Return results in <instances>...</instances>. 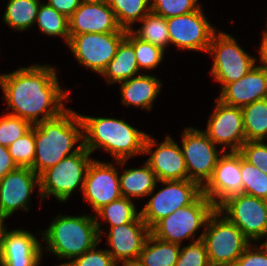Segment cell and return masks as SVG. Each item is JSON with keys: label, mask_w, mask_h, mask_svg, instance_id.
<instances>
[{"label": "cell", "mask_w": 267, "mask_h": 266, "mask_svg": "<svg viewBox=\"0 0 267 266\" xmlns=\"http://www.w3.org/2000/svg\"><path fill=\"white\" fill-rule=\"evenodd\" d=\"M158 179L155 173L145 161L143 166L139 168L123 169V173L119 174L120 191L122 197L128 199L145 198L158 185Z\"/></svg>", "instance_id": "25"}, {"label": "cell", "mask_w": 267, "mask_h": 266, "mask_svg": "<svg viewBox=\"0 0 267 266\" xmlns=\"http://www.w3.org/2000/svg\"><path fill=\"white\" fill-rule=\"evenodd\" d=\"M46 3L69 18L80 6L81 0H48Z\"/></svg>", "instance_id": "42"}, {"label": "cell", "mask_w": 267, "mask_h": 266, "mask_svg": "<svg viewBox=\"0 0 267 266\" xmlns=\"http://www.w3.org/2000/svg\"><path fill=\"white\" fill-rule=\"evenodd\" d=\"M127 31L83 33L70 37L67 44L78 64L101 75L116 55L118 45Z\"/></svg>", "instance_id": "10"}, {"label": "cell", "mask_w": 267, "mask_h": 266, "mask_svg": "<svg viewBox=\"0 0 267 266\" xmlns=\"http://www.w3.org/2000/svg\"><path fill=\"white\" fill-rule=\"evenodd\" d=\"M243 194L267 200V174L241 156Z\"/></svg>", "instance_id": "34"}, {"label": "cell", "mask_w": 267, "mask_h": 266, "mask_svg": "<svg viewBox=\"0 0 267 266\" xmlns=\"http://www.w3.org/2000/svg\"><path fill=\"white\" fill-rule=\"evenodd\" d=\"M206 128L203 131L216 146L221 145L223 152L239 151L246 142L242 108L227 105L218 98Z\"/></svg>", "instance_id": "14"}, {"label": "cell", "mask_w": 267, "mask_h": 266, "mask_svg": "<svg viewBox=\"0 0 267 266\" xmlns=\"http://www.w3.org/2000/svg\"><path fill=\"white\" fill-rule=\"evenodd\" d=\"M109 233H99L107 236L106 244L113 260L121 265L137 262L143 245L150 234V229L139 215L133 222L116 227H108Z\"/></svg>", "instance_id": "19"}, {"label": "cell", "mask_w": 267, "mask_h": 266, "mask_svg": "<svg viewBox=\"0 0 267 266\" xmlns=\"http://www.w3.org/2000/svg\"><path fill=\"white\" fill-rule=\"evenodd\" d=\"M201 6L198 0H150L151 12L164 18L184 15Z\"/></svg>", "instance_id": "36"}, {"label": "cell", "mask_w": 267, "mask_h": 266, "mask_svg": "<svg viewBox=\"0 0 267 266\" xmlns=\"http://www.w3.org/2000/svg\"><path fill=\"white\" fill-rule=\"evenodd\" d=\"M123 29L114 11L106 2H81L69 17V36L83 33H110Z\"/></svg>", "instance_id": "21"}, {"label": "cell", "mask_w": 267, "mask_h": 266, "mask_svg": "<svg viewBox=\"0 0 267 266\" xmlns=\"http://www.w3.org/2000/svg\"><path fill=\"white\" fill-rule=\"evenodd\" d=\"M43 248L37 236L29 230H6L2 240L0 266H40Z\"/></svg>", "instance_id": "20"}, {"label": "cell", "mask_w": 267, "mask_h": 266, "mask_svg": "<svg viewBox=\"0 0 267 266\" xmlns=\"http://www.w3.org/2000/svg\"><path fill=\"white\" fill-rule=\"evenodd\" d=\"M154 146L156 148L155 150L153 149ZM143 154H149L146 162L155 173L158 181L188 179V172L181 146L170 135H167L165 140L158 144L148 134L145 139Z\"/></svg>", "instance_id": "17"}, {"label": "cell", "mask_w": 267, "mask_h": 266, "mask_svg": "<svg viewBox=\"0 0 267 266\" xmlns=\"http://www.w3.org/2000/svg\"><path fill=\"white\" fill-rule=\"evenodd\" d=\"M45 252L58 259L69 260L81 256L101 241L94 215L68 216L59 214L42 233Z\"/></svg>", "instance_id": "4"}, {"label": "cell", "mask_w": 267, "mask_h": 266, "mask_svg": "<svg viewBox=\"0 0 267 266\" xmlns=\"http://www.w3.org/2000/svg\"><path fill=\"white\" fill-rule=\"evenodd\" d=\"M9 153L18 167H32L35 157L34 125L22 137L8 146Z\"/></svg>", "instance_id": "35"}, {"label": "cell", "mask_w": 267, "mask_h": 266, "mask_svg": "<svg viewBox=\"0 0 267 266\" xmlns=\"http://www.w3.org/2000/svg\"><path fill=\"white\" fill-rule=\"evenodd\" d=\"M181 134V150L188 179L203 187L212 177L217 160L223 151L217 148L202 129L187 127Z\"/></svg>", "instance_id": "11"}, {"label": "cell", "mask_w": 267, "mask_h": 266, "mask_svg": "<svg viewBox=\"0 0 267 266\" xmlns=\"http://www.w3.org/2000/svg\"><path fill=\"white\" fill-rule=\"evenodd\" d=\"M208 54L213 58L210 76L220 83L221 90L246 75L257 62L232 35L222 31L214 34Z\"/></svg>", "instance_id": "8"}, {"label": "cell", "mask_w": 267, "mask_h": 266, "mask_svg": "<svg viewBox=\"0 0 267 266\" xmlns=\"http://www.w3.org/2000/svg\"><path fill=\"white\" fill-rule=\"evenodd\" d=\"M176 266H211L204 242L198 240L180 248Z\"/></svg>", "instance_id": "38"}, {"label": "cell", "mask_w": 267, "mask_h": 266, "mask_svg": "<svg viewBox=\"0 0 267 266\" xmlns=\"http://www.w3.org/2000/svg\"><path fill=\"white\" fill-rule=\"evenodd\" d=\"M170 44L180 50H209L210 42L217 32L215 26L206 18L202 6L190 13L166 18Z\"/></svg>", "instance_id": "13"}, {"label": "cell", "mask_w": 267, "mask_h": 266, "mask_svg": "<svg viewBox=\"0 0 267 266\" xmlns=\"http://www.w3.org/2000/svg\"><path fill=\"white\" fill-rule=\"evenodd\" d=\"M246 141L267 139V98L242 107Z\"/></svg>", "instance_id": "29"}, {"label": "cell", "mask_w": 267, "mask_h": 266, "mask_svg": "<svg viewBox=\"0 0 267 266\" xmlns=\"http://www.w3.org/2000/svg\"><path fill=\"white\" fill-rule=\"evenodd\" d=\"M202 193L216 208L229 197L243 193L241 154L238 151L222 152L212 177L202 187Z\"/></svg>", "instance_id": "16"}, {"label": "cell", "mask_w": 267, "mask_h": 266, "mask_svg": "<svg viewBox=\"0 0 267 266\" xmlns=\"http://www.w3.org/2000/svg\"><path fill=\"white\" fill-rule=\"evenodd\" d=\"M123 266H140V265L134 262V263H126Z\"/></svg>", "instance_id": "48"}, {"label": "cell", "mask_w": 267, "mask_h": 266, "mask_svg": "<svg viewBox=\"0 0 267 266\" xmlns=\"http://www.w3.org/2000/svg\"><path fill=\"white\" fill-rule=\"evenodd\" d=\"M34 133L35 157L31 169L37 175L83 147L82 120L71 108L58 117L34 124Z\"/></svg>", "instance_id": "2"}, {"label": "cell", "mask_w": 267, "mask_h": 266, "mask_svg": "<svg viewBox=\"0 0 267 266\" xmlns=\"http://www.w3.org/2000/svg\"><path fill=\"white\" fill-rule=\"evenodd\" d=\"M7 218L5 216H3L1 213H0V252H1V247H2V240H3V236H4V233L7 228V225H5L4 221L6 220Z\"/></svg>", "instance_id": "45"}, {"label": "cell", "mask_w": 267, "mask_h": 266, "mask_svg": "<svg viewBox=\"0 0 267 266\" xmlns=\"http://www.w3.org/2000/svg\"><path fill=\"white\" fill-rule=\"evenodd\" d=\"M17 167L9 153L8 147L0 145V180Z\"/></svg>", "instance_id": "43"}, {"label": "cell", "mask_w": 267, "mask_h": 266, "mask_svg": "<svg viewBox=\"0 0 267 266\" xmlns=\"http://www.w3.org/2000/svg\"><path fill=\"white\" fill-rule=\"evenodd\" d=\"M265 238H266V240L264 242H262V244L259 242L258 246H260L264 250V252L267 254V232L260 238V240L261 239L263 240Z\"/></svg>", "instance_id": "46"}, {"label": "cell", "mask_w": 267, "mask_h": 266, "mask_svg": "<svg viewBox=\"0 0 267 266\" xmlns=\"http://www.w3.org/2000/svg\"><path fill=\"white\" fill-rule=\"evenodd\" d=\"M57 71L49 64L20 67L0 74L3 99L8 114L28 120L32 125L61 115L70 101L69 90L59 85Z\"/></svg>", "instance_id": "1"}, {"label": "cell", "mask_w": 267, "mask_h": 266, "mask_svg": "<svg viewBox=\"0 0 267 266\" xmlns=\"http://www.w3.org/2000/svg\"><path fill=\"white\" fill-rule=\"evenodd\" d=\"M140 74L134 46L124 38L118 45L116 55L108 63L101 76L110 85L119 84Z\"/></svg>", "instance_id": "24"}, {"label": "cell", "mask_w": 267, "mask_h": 266, "mask_svg": "<svg viewBox=\"0 0 267 266\" xmlns=\"http://www.w3.org/2000/svg\"><path fill=\"white\" fill-rule=\"evenodd\" d=\"M250 243L233 266H267V254L261 247Z\"/></svg>", "instance_id": "41"}, {"label": "cell", "mask_w": 267, "mask_h": 266, "mask_svg": "<svg viewBox=\"0 0 267 266\" xmlns=\"http://www.w3.org/2000/svg\"><path fill=\"white\" fill-rule=\"evenodd\" d=\"M40 4V0H8L2 22L14 31L29 30L36 22Z\"/></svg>", "instance_id": "27"}, {"label": "cell", "mask_w": 267, "mask_h": 266, "mask_svg": "<svg viewBox=\"0 0 267 266\" xmlns=\"http://www.w3.org/2000/svg\"><path fill=\"white\" fill-rule=\"evenodd\" d=\"M211 266H233L250 241L217 209L209 216L201 239Z\"/></svg>", "instance_id": "7"}, {"label": "cell", "mask_w": 267, "mask_h": 266, "mask_svg": "<svg viewBox=\"0 0 267 266\" xmlns=\"http://www.w3.org/2000/svg\"><path fill=\"white\" fill-rule=\"evenodd\" d=\"M118 170L115 163L94 158L88 165L82 194L95 212L122 197Z\"/></svg>", "instance_id": "15"}, {"label": "cell", "mask_w": 267, "mask_h": 266, "mask_svg": "<svg viewBox=\"0 0 267 266\" xmlns=\"http://www.w3.org/2000/svg\"><path fill=\"white\" fill-rule=\"evenodd\" d=\"M40 187L39 175L30 167H17L0 180V213L7 219L15 211L28 212L30 197Z\"/></svg>", "instance_id": "18"}, {"label": "cell", "mask_w": 267, "mask_h": 266, "mask_svg": "<svg viewBox=\"0 0 267 266\" xmlns=\"http://www.w3.org/2000/svg\"><path fill=\"white\" fill-rule=\"evenodd\" d=\"M214 204L202 193L192 204L176 210L174 213L160 220L150 233L156 238L182 246V241L191 242L202 239L195 234L200 228H205L209 216L215 211Z\"/></svg>", "instance_id": "6"}, {"label": "cell", "mask_w": 267, "mask_h": 266, "mask_svg": "<svg viewBox=\"0 0 267 266\" xmlns=\"http://www.w3.org/2000/svg\"><path fill=\"white\" fill-rule=\"evenodd\" d=\"M140 23H142L140 28L137 30L132 28L130 31L139 39L166 51L165 49L170 45L166 18L150 12Z\"/></svg>", "instance_id": "30"}, {"label": "cell", "mask_w": 267, "mask_h": 266, "mask_svg": "<svg viewBox=\"0 0 267 266\" xmlns=\"http://www.w3.org/2000/svg\"><path fill=\"white\" fill-rule=\"evenodd\" d=\"M223 103L244 107L267 98V68L255 65L239 80L227 84L217 97Z\"/></svg>", "instance_id": "22"}, {"label": "cell", "mask_w": 267, "mask_h": 266, "mask_svg": "<svg viewBox=\"0 0 267 266\" xmlns=\"http://www.w3.org/2000/svg\"><path fill=\"white\" fill-rule=\"evenodd\" d=\"M263 37L262 41L260 43V48L258 50L259 59L256 61H260L258 64L259 66L266 67L267 68V27H265V30L263 31Z\"/></svg>", "instance_id": "44"}, {"label": "cell", "mask_w": 267, "mask_h": 266, "mask_svg": "<svg viewBox=\"0 0 267 266\" xmlns=\"http://www.w3.org/2000/svg\"><path fill=\"white\" fill-rule=\"evenodd\" d=\"M107 0H81V2H106Z\"/></svg>", "instance_id": "47"}, {"label": "cell", "mask_w": 267, "mask_h": 266, "mask_svg": "<svg viewBox=\"0 0 267 266\" xmlns=\"http://www.w3.org/2000/svg\"><path fill=\"white\" fill-rule=\"evenodd\" d=\"M39 30L49 37L59 36L65 40L66 45L69 42V18L58 12L47 3H41L38 8L36 22Z\"/></svg>", "instance_id": "31"}, {"label": "cell", "mask_w": 267, "mask_h": 266, "mask_svg": "<svg viewBox=\"0 0 267 266\" xmlns=\"http://www.w3.org/2000/svg\"><path fill=\"white\" fill-rule=\"evenodd\" d=\"M158 183L164 187L158 192L154 189L148 195L151 196L149 201L140 210L141 218L150 230L160 220L180 208L189 206L202 194V187L193 180L158 181Z\"/></svg>", "instance_id": "9"}, {"label": "cell", "mask_w": 267, "mask_h": 266, "mask_svg": "<svg viewBox=\"0 0 267 266\" xmlns=\"http://www.w3.org/2000/svg\"><path fill=\"white\" fill-rule=\"evenodd\" d=\"M161 80L145 72L120 84L121 102L125 106H134L151 111L154 100L161 93Z\"/></svg>", "instance_id": "23"}, {"label": "cell", "mask_w": 267, "mask_h": 266, "mask_svg": "<svg viewBox=\"0 0 267 266\" xmlns=\"http://www.w3.org/2000/svg\"><path fill=\"white\" fill-rule=\"evenodd\" d=\"M107 3L114 11L119 25L126 30H131L133 24L151 12L150 0H107Z\"/></svg>", "instance_id": "32"}, {"label": "cell", "mask_w": 267, "mask_h": 266, "mask_svg": "<svg viewBox=\"0 0 267 266\" xmlns=\"http://www.w3.org/2000/svg\"><path fill=\"white\" fill-rule=\"evenodd\" d=\"M100 243L101 241L81 256L72 259L70 262H63L58 266H117L118 264L106 249H97Z\"/></svg>", "instance_id": "39"}, {"label": "cell", "mask_w": 267, "mask_h": 266, "mask_svg": "<svg viewBox=\"0 0 267 266\" xmlns=\"http://www.w3.org/2000/svg\"><path fill=\"white\" fill-rule=\"evenodd\" d=\"M32 127V124L25 119L11 114L0 117V145L8 147L16 139L22 137Z\"/></svg>", "instance_id": "37"}, {"label": "cell", "mask_w": 267, "mask_h": 266, "mask_svg": "<svg viewBox=\"0 0 267 266\" xmlns=\"http://www.w3.org/2000/svg\"><path fill=\"white\" fill-rule=\"evenodd\" d=\"M91 161V153L83 146L77 153L47 168L39 175L38 197L45 200L54 196L59 202H65L77 188L83 192L86 171Z\"/></svg>", "instance_id": "5"}, {"label": "cell", "mask_w": 267, "mask_h": 266, "mask_svg": "<svg viewBox=\"0 0 267 266\" xmlns=\"http://www.w3.org/2000/svg\"><path fill=\"white\" fill-rule=\"evenodd\" d=\"M180 248V245L162 241L150 233L136 263L140 266H176Z\"/></svg>", "instance_id": "26"}, {"label": "cell", "mask_w": 267, "mask_h": 266, "mask_svg": "<svg viewBox=\"0 0 267 266\" xmlns=\"http://www.w3.org/2000/svg\"><path fill=\"white\" fill-rule=\"evenodd\" d=\"M83 124V146L92 154L96 149L108 152L115 163L124 166L127 160L144 153L148 134L124 119L92 117L79 114Z\"/></svg>", "instance_id": "3"}, {"label": "cell", "mask_w": 267, "mask_h": 266, "mask_svg": "<svg viewBox=\"0 0 267 266\" xmlns=\"http://www.w3.org/2000/svg\"><path fill=\"white\" fill-rule=\"evenodd\" d=\"M125 38L134 46L137 65L141 73L142 69L154 70L163 61L165 51L161 48L139 39L130 30H127Z\"/></svg>", "instance_id": "33"}, {"label": "cell", "mask_w": 267, "mask_h": 266, "mask_svg": "<svg viewBox=\"0 0 267 266\" xmlns=\"http://www.w3.org/2000/svg\"><path fill=\"white\" fill-rule=\"evenodd\" d=\"M253 243L267 232V200L246 194L229 197L216 208Z\"/></svg>", "instance_id": "12"}, {"label": "cell", "mask_w": 267, "mask_h": 266, "mask_svg": "<svg viewBox=\"0 0 267 266\" xmlns=\"http://www.w3.org/2000/svg\"><path fill=\"white\" fill-rule=\"evenodd\" d=\"M238 152L245 161L267 174V144L264 141H246Z\"/></svg>", "instance_id": "40"}, {"label": "cell", "mask_w": 267, "mask_h": 266, "mask_svg": "<svg viewBox=\"0 0 267 266\" xmlns=\"http://www.w3.org/2000/svg\"><path fill=\"white\" fill-rule=\"evenodd\" d=\"M140 215L134 205L133 200L126 197H121L118 200L112 201L111 203L103 206L99 209L95 215V221L99 233H103L104 230L101 229V224L99 218H102V222H107L109 227L120 226L125 223L133 222Z\"/></svg>", "instance_id": "28"}]
</instances>
